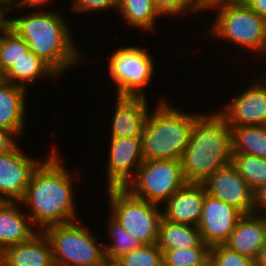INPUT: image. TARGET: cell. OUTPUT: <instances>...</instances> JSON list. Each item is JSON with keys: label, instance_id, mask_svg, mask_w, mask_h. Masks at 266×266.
Returning a JSON list of instances; mask_svg holds the SVG:
<instances>
[{"label": "cell", "instance_id": "cell-1", "mask_svg": "<svg viewBox=\"0 0 266 266\" xmlns=\"http://www.w3.org/2000/svg\"><path fill=\"white\" fill-rule=\"evenodd\" d=\"M46 162L33 172L25 195L20 203L30 207L32 221L45 230L54 225L76 221L72 179L52 149Z\"/></svg>", "mask_w": 266, "mask_h": 266}, {"label": "cell", "instance_id": "cell-2", "mask_svg": "<svg viewBox=\"0 0 266 266\" xmlns=\"http://www.w3.org/2000/svg\"><path fill=\"white\" fill-rule=\"evenodd\" d=\"M231 127L218 113L201 114L194 122L181 158L187 183H203L217 170L231 164Z\"/></svg>", "mask_w": 266, "mask_h": 266}, {"label": "cell", "instance_id": "cell-3", "mask_svg": "<svg viewBox=\"0 0 266 266\" xmlns=\"http://www.w3.org/2000/svg\"><path fill=\"white\" fill-rule=\"evenodd\" d=\"M63 19L58 12L43 10L11 20V29L26 42L31 52L49 64L58 75L80 60Z\"/></svg>", "mask_w": 266, "mask_h": 266}, {"label": "cell", "instance_id": "cell-4", "mask_svg": "<svg viewBox=\"0 0 266 266\" xmlns=\"http://www.w3.org/2000/svg\"><path fill=\"white\" fill-rule=\"evenodd\" d=\"M148 113L142 127L144 160H181L190 139L193 124L201 115L182 113L165 99Z\"/></svg>", "mask_w": 266, "mask_h": 266}, {"label": "cell", "instance_id": "cell-5", "mask_svg": "<svg viewBox=\"0 0 266 266\" xmlns=\"http://www.w3.org/2000/svg\"><path fill=\"white\" fill-rule=\"evenodd\" d=\"M52 247L56 266H104V244L77 221L54 225L43 230ZM97 242V243H96ZM103 248V249H102Z\"/></svg>", "mask_w": 266, "mask_h": 266}, {"label": "cell", "instance_id": "cell-6", "mask_svg": "<svg viewBox=\"0 0 266 266\" xmlns=\"http://www.w3.org/2000/svg\"><path fill=\"white\" fill-rule=\"evenodd\" d=\"M108 191L111 217L143 245L157 243L162 218L158 204L136 197L124 187H111Z\"/></svg>", "mask_w": 266, "mask_h": 266}, {"label": "cell", "instance_id": "cell-7", "mask_svg": "<svg viewBox=\"0 0 266 266\" xmlns=\"http://www.w3.org/2000/svg\"><path fill=\"white\" fill-rule=\"evenodd\" d=\"M186 183L181 160H144L124 188L136 197L159 204Z\"/></svg>", "mask_w": 266, "mask_h": 266}, {"label": "cell", "instance_id": "cell-8", "mask_svg": "<svg viewBox=\"0 0 266 266\" xmlns=\"http://www.w3.org/2000/svg\"><path fill=\"white\" fill-rule=\"evenodd\" d=\"M211 33L235 45L266 54V19L247 4L219 8Z\"/></svg>", "mask_w": 266, "mask_h": 266}, {"label": "cell", "instance_id": "cell-9", "mask_svg": "<svg viewBox=\"0 0 266 266\" xmlns=\"http://www.w3.org/2000/svg\"><path fill=\"white\" fill-rule=\"evenodd\" d=\"M154 64L140 47H122L109 60L110 77L117 84V96L146 97L142 88L152 78Z\"/></svg>", "mask_w": 266, "mask_h": 266}, {"label": "cell", "instance_id": "cell-10", "mask_svg": "<svg viewBox=\"0 0 266 266\" xmlns=\"http://www.w3.org/2000/svg\"><path fill=\"white\" fill-rule=\"evenodd\" d=\"M39 164L22 153L18 145L0 155V201L20 202Z\"/></svg>", "mask_w": 266, "mask_h": 266}, {"label": "cell", "instance_id": "cell-11", "mask_svg": "<svg viewBox=\"0 0 266 266\" xmlns=\"http://www.w3.org/2000/svg\"><path fill=\"white\" fill-rule=\"evenodd\" d=\"M206 193L238 209L243 215L254 213V191L230 164L203 183Z\"/></svg>", "mask_w": 266, "mask_h": 266}, {"label": "cell", "instance_id": "cell-12", "mask_svg": "<svg viewBox=\"0 0 266 266\" xmlns=\"http://www.w3.org/2000/svg\"><path fill=\"white\" fill-rule=\"evenodd\" d=\"M242 216L238 209L206 193L197 226L202 241L210 247L224 244Z\"/></svg>", "mask_w": 266, "mask_h": 266}, {"label": "cell", "instance_id": "cell-13", "mask_svg": "<svg viewBox=\"0 0 266 266\" xmlns=\"http://www.w3.org/2000/svg\"><path fill=\"white\" fill-rule=\"evenodd\" d=\"M143 162L141 136L111 137L108 188L125 187Z\"/></svg>", "mask_w": 266, "mask_h": 266}, {"label": "cell", "instance_id": "cell-14", "mask_svg": "<svg viewBox=\"0 0 266 266\" xmlns=\"http://www.w3.org/2000/svg\"><path fill=\"white\" fill-rule=\"evenodd\" d=\"M260 77L218 112L229 126L266 125V76Z\"/></svg>", "mask_w": 266, "mask_h": 266}, {"label": "cell", "instance_id": "cell-15", "mask_svg": "<svg viewBox=\"0 0 266 266\" xmlns=\"http://www.w3.org/2000/svg\"><path fill=\"white\" fill-rule=\"evenodd\" d=\"M206 190L202 183H186L165 202L162 218L197 227L202 215Z\"/></svg>", "mask_w": 266, "mask_h": 266}, {"label": "cell", "instance_id": "cell-16", "mask_svg": "<svg viewBox=\"0 0 266 266\" xmlns=\"http://www.w3.org/2000/svg\"><path fill=\"white\" fill-rule=\"evenodd\" d=\"M40 233L26 242L5 248L0 253V266H54L49 239L43 231Z\"/></svg>", "mask_w": 266, "mask_h": 266}, {"label": "cell", "instance_id": "cell-17", "mask_svg": "<svg viewBox=\"0 0 266 266\" xmlns=\"http://www.w3.org/2000/svg\"><path fill=\"white\" fill-rule=\"evenodd\" d=\"M111 137L141 136L149 113L146 97L117 96Z\"/></svg>", "mask_w": 266, "mask_h": 266}, {"label": "cell", "instance_id": "cell-18", "mask_svg": "<svg viewBox=\"0 0 266 266\" xmlns=\"http://www.w3.org/2000/svg\"><path fill=\"white\" fill-rule=\"evenodd\" d=\"M265 237L266 228L260 215L246 214L239 219L224 245L256 261Z\"/></svg>", "mask_w": 266, "mask_h": 266}, {"label": "cell", "instance_id": "cell-19", "mask_svg": "<svg viewBox=\"0 0 266 266\" xmlns=\"http://www.w3.org/2000/svg\"><path fill=\"white\" fill-rule=\"evenodd\" d=\"M17 207L16 202L0 201V253L9 246L30 240L37 232L32 229L30 217Z\"/></svg>", "mask_w": 266, "mask_h": 266}, {"label": "cell", "instance_id": "cell-20", "mask_svg": "<svg viewBox=\"0 0 266 266\" xmlns=\"http://www.w3.org/2000/svg\"><path fill=\"white\" fill-rule=\"evenodd\" d=\"M26 89L0 78V129L19 135L26 111Z\"/></svg>", "mask_w": 266, "mask_h": 266}, {"label": "cell", "instance_id": "cell-21", "mask_svg": "<svg viewBox=\"0 0 266 266\" xmlns=\"http://www.w3.org/2000/svg\"><path fill=\"white\" fill-rule=\"evenodd\" d=\"M157 245L161 250L210 247L202 241L197 227L171 222L161 218Z\"/></svg>", "mask_w": 266, "mask_h": 266}, {"label": "cell", "instance_id": "cell-22", "mask_svg": "<svg viewBox=\"0 0 266 266\" xmlns=\"http://www.w3.org/2000/svg\"><path fill=\"white\" fill-rule=\"evenodd\" d=\"M48 74L58 76V73L49 64L29 51L14 63L1 79L26 89L27 82H33L36 78Z\"/></svg>", "mask_w": 266, "mask_h": 266}, {"label": "cell", "instance_id": "cell-23", "mask_svg": "<svg viewBox=\"0 0 266 266\" xmlns=\"http://www.w3.org/2000/svg\"><path fill=\"white\" fill-rule=\"evenodd\" d=\"M232 153H242L266 159V125L230 126Z\"/></svg>", "mask_w": 266, "mask_h": 266}, {"label": "cell", "instance_id": "cell-24", "mask_svg": "<svg viewBox=\"0 0 266 266\" xmlns=\"http://www.w3.org/2000/svg\"><path fill=\"white\" fill-rule=\"evenodd\" d=\"M231 165L253 191L266 184V159L248 154L232 153Z\"/></svg>", "mask_w": 266, "mask_h": 266}, {"label": "cell", "instance_id": "cell-25", "mask_svg": "<svg viewBox=\"0 0 266 266\" xmlns=\"http://www.w3.org/2000/svg\"><path fill=\"white\" fill-rule=\"evenodd\" d=\"M119 10L130 25L145 30L153 28L155 19L161 16L152 0H119Z\"/></svg>", "mask_w": 266, "mask_h": 266}, {"label": "cell", "instance_id": "cell-26", "mask_svg": "<svg viewBox=\"0 0 266 266\" xmlns=\"http://www.w3.org/2000/svg\"><path fill=\"white\" fill-rule=\"evenodd\" d=\"M30 51L26 42L12 29L0 35V78Z\"/></svg>", "mask_w": 266, "mask_h": 266}, {"label": "cell", "instance_id": "cell-27", "mask_svg": "<svg viewBox=\"0 0 266 266\" xmlns=\"http://www.w3.org/2000/svg\"><path fill=\"white\" fill-rule=\"evenodd\" d=\"M211 247L162 250L163 261L169 266H210Z\"/></svg>", "mask_w": 266, "mask_h": 266}, {"label": "cell", "instance_id": "cell-28", "mask_svg": "<svg viewBox=\"0 0 266 266\" xmlns=\"http://www.w3.org/2000/svg\"><path fill=\"white\" fill-rule=\"evenodd\" d=\"M109 222L108 230L114 240L113 245H104L106 260H117L123 254L140 248L143 245L137 239L132 238L112 217Z\"/></svg>", "mask_w": 266, "mask_h": 266}, {"label": "cell", "instance_id": "cell-29", "mask_svg": "<svg viewBox=\"0 0 266 266\" xmlns=\"http://www.w3.org/2000/svg\"><path fill=\"white\" fill-rule=\"evenodd\" d=\"M122 266H162L163 252L157 243L142 245L116 260Z\"/></svg>", "mask_w": 266, "mask_h": 266}, {"label": "cell", "instance_id": "cell-30", "mask_svg": "<svg viewBox=\"0 0 266 266\" xmlns=\"http://www.w3.org/2000/svg\"><path fill=\"white\" fill-rule=\"evenodd\" d=\"M210 266H256L255 260L229 249L224 244L211 246Z\"/></svg>", "mask_w": 266, "mask_h": 266}, {"label": "cell", "instance_id": "cell-31", "mask_svg": "<svg viewBox=\"0 0 266 266\" xmlns=\"http://www.w3.org/2000/svg\"><path fill=\"white\" fill-rule=\"evenodd\" d=\"M154 8L162 15H179L199 11V0H152ZM190 11V12H189Z\"/></svg>", "mask_w": 266, "mask_h": 266}, {"label": "cell", "instance_id": "cell-32", "mask_svg": "<svg viewBox=\"0 0 266 266\" xmlns=\"http://www.w3.org/2000/svg\"><path fill=\"white\" fill-rule=\"evenodd\" d=\"M73 3L72 9L76 12H89L91 10L102 11L111 8H119V0H73Z\"/></svg>", "mask_w": 266, "mask_h": 266}, {"label": "cell", "instance_id": "cell-33", "mask_svg": "<svg viewBox=\"0 0 266 266\" xmlns=\"http://www.w3.org/2000/svg\"><path fill=\"white\" fill-rule=\"evenodd\" d=\"M248 0H199V10L208 8H223L227 6L244 5Z\"/></svg>", "mask_w": 266, "mask_h": 266}, {"label": "cell", "instance_id": "cell-34", "mask_svg": "<svg viewBox=\"0 0 266 266\" xmlns=\"http://www.w3.org/2000/svg\"><path fill=\"white\" fill-rule=\"evenodd\" d=\"M12 136L15 138L16 134L0 129V155L10 152L17 145Z\"/></svg>", "mask_w": 266, "mask_h": 266}, {"label": "cell", "instance_id": "cell-35", "mask_svg": "<svg viewBox=\"0 0 266 266\" xmlns=\"http://www.w3.org/2000/svg\"><path fill=\"white\" fill-rule=\"evenodd\" d=\"M12 7L13 5L8 0H0V33L11 29L12 18L5 19L4 12L8 11Z\"/></svg>", "mask_w": 266, "mask_h": 266}, {"label": "cell", "instance_id": "cell-36", "mask_svg": "<svg viewBox=\"0 0 266 266\" xmlns=\"http://www.w3.org/2000/svg\"><path fill=\"white\" fill-rule=\"evenodd\" d=\"M258 208L266 210V184L254 191V213Z\"/></svg>", "mask_w": 266, "mask_h": 266}, {"label": "cell", "instance_id": "cell-37", "mask_svg": "<svg viewBox=\"0 0 266 266\" xmlns=\"http://www.w3.org/2000/svg\"><path fill=\"white\" fill-rule=\"evenodd\" d=\"M246 4L257 14L266 19V0H248Z\"/></svg>", "mask_w": 266, "mask_h": 266}, {"label": "cell", "instance_id": "cell-38", "mask_svg": "<svg viewBox=\"0 0 266 266\" xmlns=\"http://www.w3.org/2000/svg\"><path fill=\"white\" fill-rule=\"evenodd\" d=\"M48 1L49 0H18V1H16L14 4H13V8L15 7H20V8H22V7H25L26 5V7H28V6H30V7H32V6H39V5H41V4H44V3H48ZM51 1V0H50Z\"/></svg>", "mask_w": 266, "mask_h": 266}, {"label": "cell", "instance_id": "cell-39", "mask_svg": "<svg viewBox=\"0 0 266 266\" xmlns=\"http://www.w3.org/2000/svg\"><path fill=\"white\" fill-rule=\"evenodd\" d=\"M255 263L256 266H266V237L262 243L261 250Z\"/></svg>", "mask_w": 266, "mask_h": 266}, {"label": "cell", "instance_id": "cell-40", "mask_svg": "<svg viewBox=\"0 0 266 266\" xmlns=\"http://www.w3.org/2000/svg\"><path fill=\"white\" fill-rule=\"evenodd\" d=\"M106 265H107V266H122V265L119 264L116 260H107V261H106Z\"/></svg>", "mask_w": 266, "mask_h": 266}, {"label": "cell", "instance_id": "cell-41", "mask_svg": "<svg viewBox=\"0 0 266 266\" xmlns=\"http://www.w3.org/2000/svg\"><path fill=\"white\" fill-rule=\"evenodd\" d=\"M260 217L262 218V220H263V222L265 224V228H266V214L264 213L263 216H262V214H260Z\"/></svg>", "mask_w": 266, "mask_h": 266}, {"label": "cell", "instance_id": "cell-42", "mask_svg": "<svg viewBox=\"0 0 266 266\" xmlns=\"http://www.w3.org/2000/svg\"><path fill=\"white\" fill-rule=\"evenodd\" d=\"M12 5L17 1V0H8Z\"/></svg>", "mask_w": 266, "mask_h": 266}]
</instances>
